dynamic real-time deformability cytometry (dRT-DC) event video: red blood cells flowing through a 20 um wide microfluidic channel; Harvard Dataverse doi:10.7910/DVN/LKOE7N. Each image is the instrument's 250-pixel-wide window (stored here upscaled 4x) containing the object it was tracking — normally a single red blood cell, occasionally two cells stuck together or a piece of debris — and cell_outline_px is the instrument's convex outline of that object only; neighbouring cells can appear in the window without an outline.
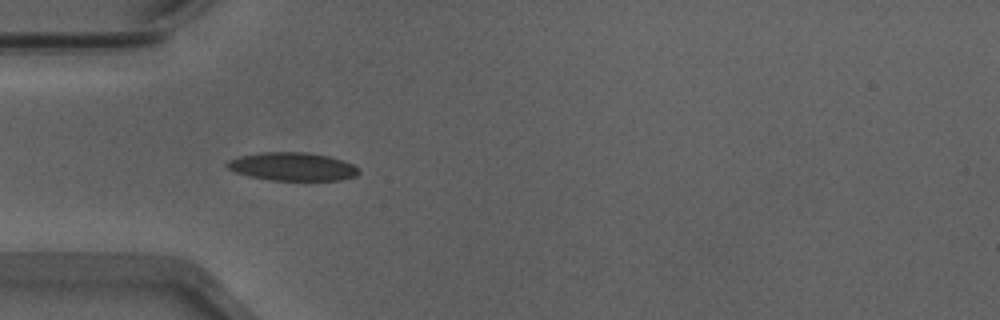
{"species": "Egyptian fruit bat (a non-hibernating species)", "species_latin": "Rousettus aegyptiacus", "temperature_condition": "warm", "stored_images_in_passage": 19, "camera_frame_rate_fps": 3000, "um_per_image_px": 0.085, "animal": {"sex": "male"}, "frame": {"image": 1, "passage_image": 16, "time_ms": 5.0, "image_size_px": [1000, 320], "cell_outline_px": [[360, 172], [356, 176], [340, 180], [272, 180], [248, 176], [232, 172], [224, 164], [228, 160], [240, 156], [260, 152], [308, 152], [328, 156], [344, 160], [360, 168]], "centroid_in_image_um": [24.85, 14.16], "position_along_channel_um": 60.2, "area_um2": 21.91}}